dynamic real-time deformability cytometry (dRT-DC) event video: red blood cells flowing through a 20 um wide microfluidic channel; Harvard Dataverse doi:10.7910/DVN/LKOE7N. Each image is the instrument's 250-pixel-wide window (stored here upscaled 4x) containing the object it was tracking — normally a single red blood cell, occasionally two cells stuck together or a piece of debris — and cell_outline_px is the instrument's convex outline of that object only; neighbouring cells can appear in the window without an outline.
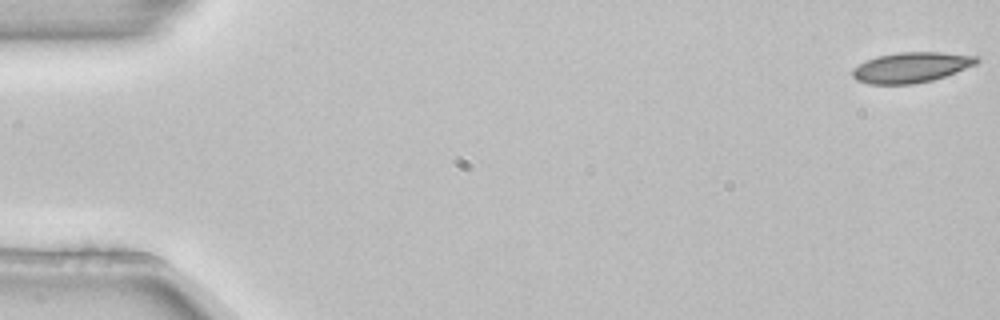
{"species": "common noctule bat (a hibernating species)", "species_latin": "Nyctalus noctula", "temperature_condition": "room temperature", "stored_images_in_passage": 5, "camera_frame_rate_fps": 3000, "um_per_image_px": 0.085, "animal": {"sex": "female", "body_mass_g": 22.7, "forearm_length_mm": 54.2}, "frame": {"image": 1, "passage_image": 1, "time_ms": 0.0, "image_size_px": [1000, 320], "cell_outline_px": [[980, 60], [976, 64], [956, 72], [932, 80], [912, 84], [868, 84], [856, 80], [852, 76], [852, 68], [864, 60], [876, 56], [900, 52], [940, 52], [980, 56]], "centroid_in_image_um": [77.42, 5.72], "position_along_channel_um": 7.6, "area_um2": 22.14}}
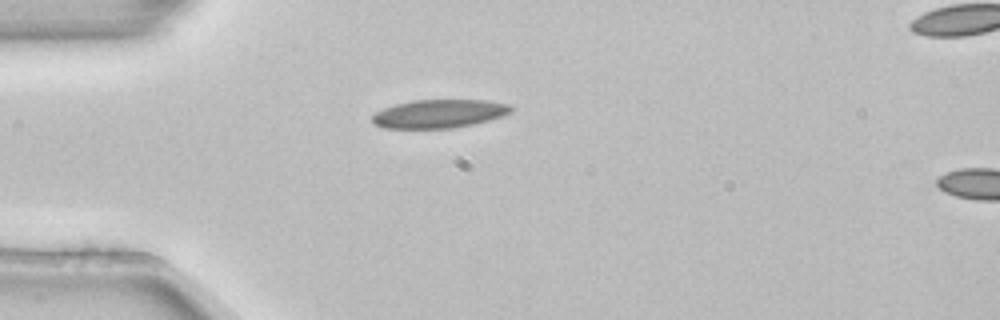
{"frame": {"image": 2, "passage_image": 4, "time_ms": 1.0, "image_size_px": [1000, 320], "cell_outline_px": [[512, 108], [508, 112], [500, 116], [488, 120], [472, 124], [452, 128], [384, 128], [376, 124], [372, 120], [372, 116], [376, 112], [384, 108], [396, 104], [416, 100], [484, 100], [508, 104]], "centroid_in_image_um": [37.29, 9.66], "position_along_channel_um": 47.7, "area_um2": 22.54}}